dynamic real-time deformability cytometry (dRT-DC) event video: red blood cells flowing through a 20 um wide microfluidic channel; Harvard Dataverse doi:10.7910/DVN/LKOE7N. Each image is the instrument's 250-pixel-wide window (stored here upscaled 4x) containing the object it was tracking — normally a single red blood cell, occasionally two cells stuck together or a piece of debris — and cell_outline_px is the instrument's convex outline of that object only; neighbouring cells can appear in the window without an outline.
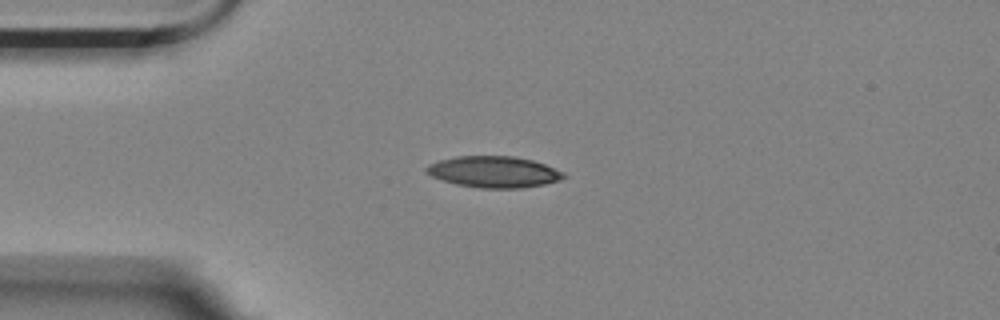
{"species": "Egyptian fruit bat (a non-hibernating species)", "species_latin": "Rousettus aegyptiacus", "temperature_condition": "room temperature", "stored_images_in_passage": 6, "camera_frame_rate_fps": 3000, "um_per_image_px": 0.085, "animal": {"sex": "female"}, "frame": {"image": 1, "passage_image": 4, "time_ms": 1.0, "image_size_px": [1000, 320], "cell_outline_px": [[568, 176], [560, 180], [544, 184], [520, 188], [480, 188], [456, 184], [432, 176], [424, 172], [424, 168], [428, 164], [440, 160], [456, 156], [516, 156], [532, 160], [544, 164], [564, 172]], "centroid_in_image_um": [41.97, 14.6], "position_along_channel_um": 43.0, "area_um2": 25.09}}
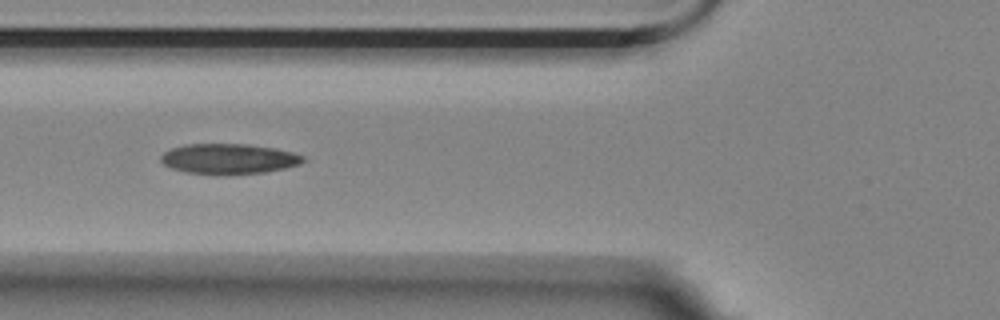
{"frame": {"image": 2, "passage_image": 6, "time_ms": 1.667, "image_size_px": [1000, 320], "cell_outline_px": [[308, 160], [300, 164], [284, 168], [264, 172], [216, 176], [188, 172], [172, 168], [164, 164], [160, 160], [160, 156], [164, 152], [172, 148], [184, 144], [248, 144], [276, 148], [292, 152], [304, 156]], "centroid_in_image_um": [19.46, 13.51], "position_along_channel_um": 106.3, "area_um2": 25.43}}